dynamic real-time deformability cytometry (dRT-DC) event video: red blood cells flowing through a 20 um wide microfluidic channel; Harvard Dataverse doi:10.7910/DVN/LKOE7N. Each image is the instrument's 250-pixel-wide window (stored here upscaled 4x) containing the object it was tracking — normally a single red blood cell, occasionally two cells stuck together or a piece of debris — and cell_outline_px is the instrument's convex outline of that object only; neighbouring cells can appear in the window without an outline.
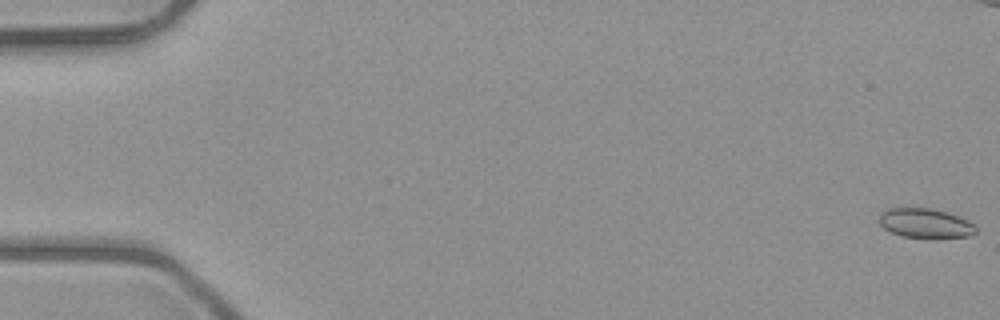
{"species": "common noctule bat (a hibernating species)", "species_latin": "Nyctalus noctula", "temperature_condition": "room temperature", "stored_images_in_passage": 53, "camera_frame_rate_fps": 3000, "um_per_image_px": 0.085, "animal": {"sex": "male", "body_mass_g": 23.1, "forearm_length_mm": 52.7}, "frame": {"image": 1, "passage_image": 1, "time_ms": 0.0, "image_size_px": [1000, 320], "cell_outline_px": [[976, 232], [972, 236], [900, 236], [884, 228], [880, 224], [880, 212], [888, 208], [932, 208], [968, 220], [976, 228]], "centroid_in_image_um": [78.61, 18.94], "position_along_channel_um": 6.4, "area_um2": 16.01}}
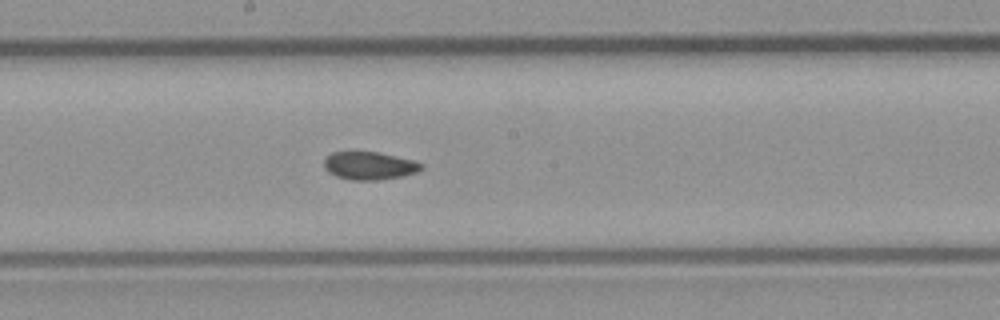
{"frame": {"image": 2, "passage_image": 29, "time_ms": 9.333, "image_size_px": [1000, 320], "cell_outline_px": [[424, 168], [416, 172], [404, 176], [380, 180], [352, 180], [336, 176], [328, 172], [324, 168], [324, 160], [332, 152], [380, 152], [412, 160], [424, 164]], "centroid_in_image_um": [31.42, 14.09], "position_along_channel_um": 216.8, "area_um2": 15.9}}
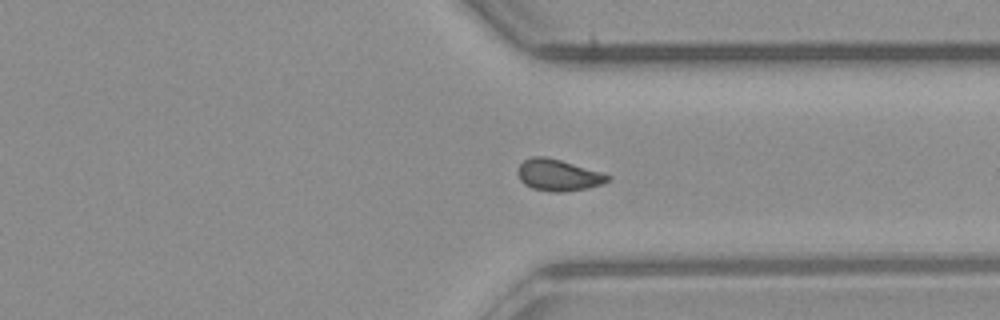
{"frame": {"image": 3, "passage_image": 40, "time_ms": 13.0, "image_size_px": [1000, 320], "cell_outline_px": [[612, 176], [604, 184], [588, 188], [564, 192], [552, 192], [532, 188], [524, 184], [520, 180], [516, 172], [520, 164], [524, 160], [532, 156], [544, 156], [560, 160], [600, 172]], "centroid_in_image_um": [47.43, 14.89], "position_along_channel_um": 364.0, "area_um2": 16.53}, "authors_computed_cell_mechanics": {"area_um2": 16.1262, "velocity_mm_per_s": 4.0205, "shape_relaxation_time_tau1_ms": null, "shape_relaxation_time_tau2_ms": 2.1933, "deformation_change_tau1": null, "deformation_change_tau2": 0.0474}}